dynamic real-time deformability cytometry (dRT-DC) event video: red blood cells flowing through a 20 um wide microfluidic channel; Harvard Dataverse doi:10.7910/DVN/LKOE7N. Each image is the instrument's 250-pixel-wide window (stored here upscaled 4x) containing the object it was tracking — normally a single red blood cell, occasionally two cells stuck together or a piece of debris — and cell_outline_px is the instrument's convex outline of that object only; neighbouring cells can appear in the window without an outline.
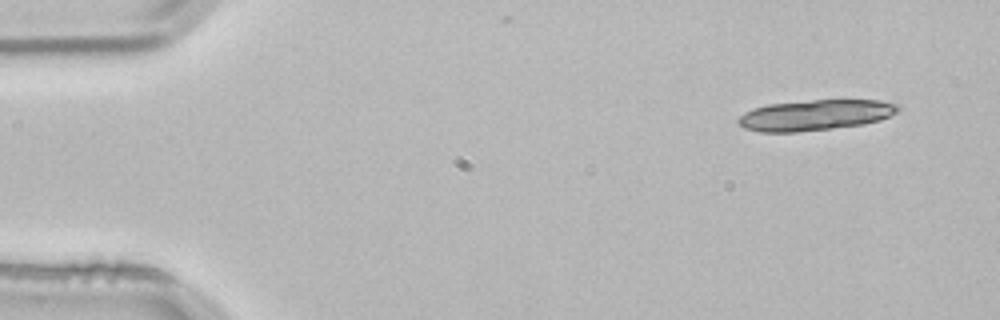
{"species": "common noctule bat (a hibernating species)", "species_latin": "Nyctalus noctula", "temperature_condition": "room temperature", "stored_images_in_passage": 4, "segment_of_instrument_passage": [2, 2], "camera_frame_rate_fps": 3000, "um_per_image_px": 0.085, "animal": {"sex": "male", "body_mass_g": 21.5, "forearm_length_mm": 52.0}, "frame": {"image": 1, "passage_image": 4, "time_ms": 1.0, "image_size_px": [1000, 320], "cell_outline_px": [[900, 108], [896, 112], [880, 120], [864, 124], [832, 128], [796, 132], [760, 132], [744, 128], [736, 120], [744, 112], [752, 108], [768, 104], [812, 100], [880, 100], [900, 104]], "centroid_in_image_um": [69.28, 9.78], "position_along_channel_um": 15.7, "area_um2": 28.55}}